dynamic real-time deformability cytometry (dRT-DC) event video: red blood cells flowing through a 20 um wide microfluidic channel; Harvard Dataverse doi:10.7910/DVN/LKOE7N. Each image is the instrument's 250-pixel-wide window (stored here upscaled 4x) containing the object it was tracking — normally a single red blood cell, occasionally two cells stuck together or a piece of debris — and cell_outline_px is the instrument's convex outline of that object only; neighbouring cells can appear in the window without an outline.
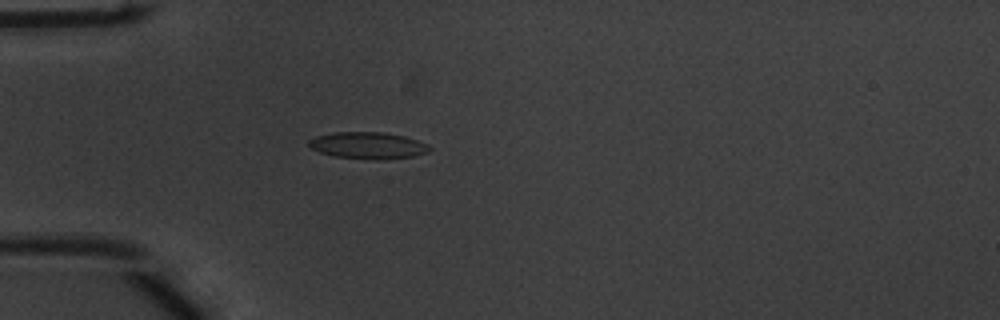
{"species": "common noctule bat (a hibernating species)", "species_latin": "Nyctalus noctula", "temperature_condition": "warm", "stored_images_in_passage": 49, "camera_frame_rate_fps": 3000, "um_per_image_px": 0.085, "animal": {"sex": "male", "body_mass_g": 20.1, "forearm_length_mm": 53.5}, "frame": {"image": 1, "passage_image": 12, "time_ms": 3.667, "image_size_px": [1000, 320], "cell_outline_px": [[432, 148], [428, 152], [416, 156], [376, 160], [332, 156], [320, 152], [312, 148], [308, 144], [308, 140], [316, 136], [332, 132], [384, 132], [404, 136], [428, 144]], "centroid_in_image_um": [31.28, 12.36], "position_along_channel_um": 53.7, "area_um2": 18.9}}
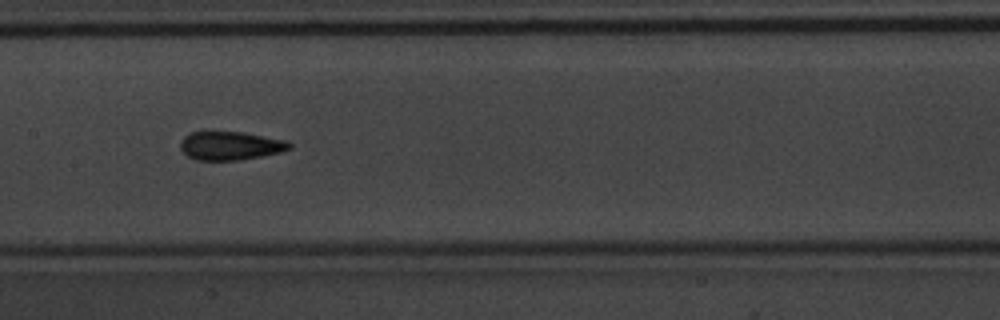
{"frame": {"image": 2, "passage_image": 23, "time_ms": 7.333, "image_size_px": [1000, 320], "cell_outline_px": [[292, 148], [280, 152], [240, 160], [196, 160], [188, 156], [180, 148], [180, 144], [184, 136], [192, 132], [240, 132], [288, 140], [292, 144]], "centroid_in_image_um": [19.6, 12.39], "position_along_channel_um": 187.8, "area_um2": 18.03}}
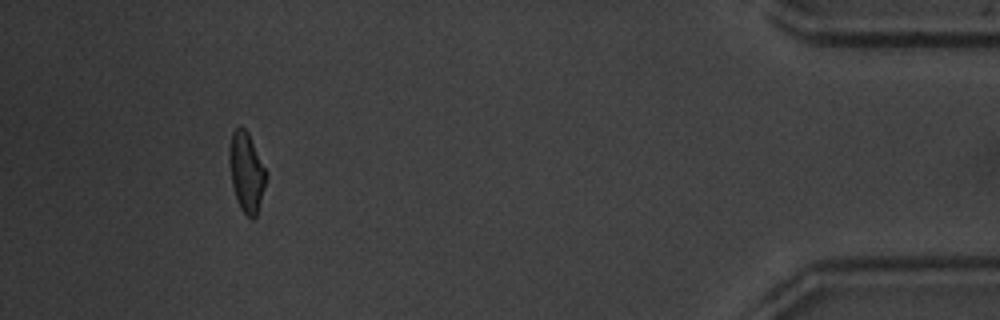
{"frame": {"image": 3, "passage_image": 45, "time_ms": 14.667, "image_size_px": [1000, 320], "cell_outline_px": [[268, 172], [264, 188], [256, 216], [252, 220], [240, 208], [232, 184], [228, 160], [228, 148], [232, 132], [240, 124], [248, 132]], "centroid_in_image_um": [20.94, 14.57], "position_along_channel_um": 414.3, "area_um2": 17.22}, "authors_computed_cell_mechanics": {"area_um2": 18.0336, "velocity_mm_per_s": 3.8936, "shape_relaxation_time_tau1_ms": 3.4347, "shape_relaxation_time_tau2_ms": 1.3373, "deformation_change_tau1": 0.134, "deformation_change_tau2": 0.0761}}